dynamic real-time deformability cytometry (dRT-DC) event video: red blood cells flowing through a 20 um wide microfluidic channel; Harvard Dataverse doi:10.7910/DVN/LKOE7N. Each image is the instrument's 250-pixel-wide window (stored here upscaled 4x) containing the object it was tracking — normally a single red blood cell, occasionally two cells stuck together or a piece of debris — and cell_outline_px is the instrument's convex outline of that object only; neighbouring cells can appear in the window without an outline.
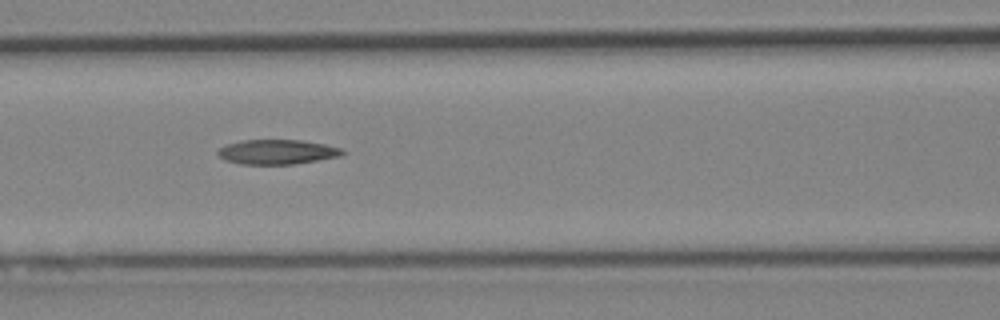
{"species": "Egyptian fruit bat (a non-hibernating species)", "species_latin": "Rousettus aegyptiacus", "temperature_condition": "cold", "stored_images_in_passage": 7, "camera_frame_rate_fps": 3000, "um_per_image_px": 0.085, "animal": {"sex": "female"}, "frame": {"image": 1, "passage_image": 6, "time_ms": 7.0, "image_size_px": [1000, 320], "cell_outline_px": [[348, 152], [340, 156], [292, 164], [240, 164], [224, 160], [216, 152], [220, 148], [228, 144], [244, 140], [300, 140], [324, 144], [340, 148]], "centroid_in_image_um": [23.56, 12.91], "position_along_channel_um": 143.0, "area_um2": 17.74}}
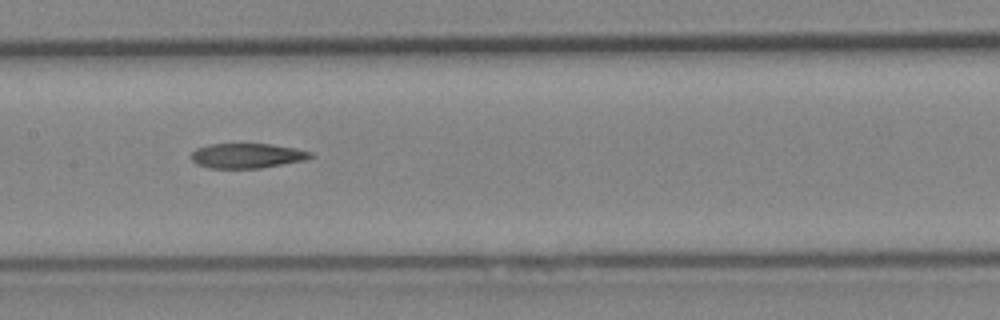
{"frame": {"image": 2, "passage_image": 7, "time_ms": 8.0, "image_size_px": [1000, 320], "cell_outline_px": [[312, 156], [304, 160], [260, 168], [208, 168], [196, 164], [188, 156], [196, 148], [208, 144], [272, 144], [296, 148], [312, 152]], "centroid_in_image_um": [20.94, 13.23], "position_along_channel_um": 186.5, "area_um2": 17.34}}